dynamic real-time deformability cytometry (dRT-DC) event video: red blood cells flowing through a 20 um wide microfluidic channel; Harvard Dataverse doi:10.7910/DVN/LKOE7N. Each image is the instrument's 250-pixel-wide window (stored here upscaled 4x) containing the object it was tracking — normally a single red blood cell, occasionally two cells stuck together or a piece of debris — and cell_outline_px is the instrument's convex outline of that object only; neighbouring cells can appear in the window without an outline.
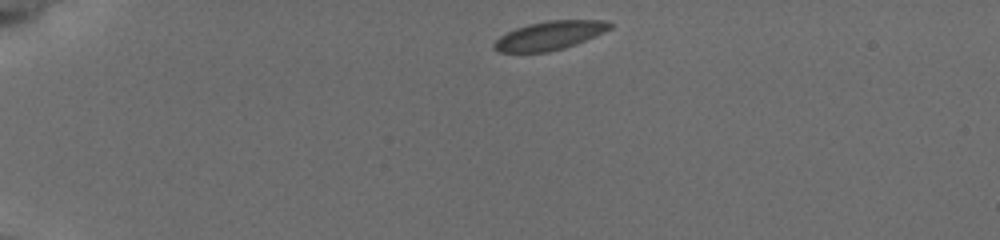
{"species": "common noctule bat (a hibernating species)", "species_latin": "Nyctalus noctula", "temperature_condition": "cold", "stored_images_in_passage": 43, "camera_frame_rate_fps": 3000, "um_per_image_px": 0.085, "animal": {"sex": "female", "body_mass_g": 19.5, "forearm_length_mm": 54.1}, "frame": {"image": 1, "passage_image": 1, "time_ms": 0.0, "image_size_px": [1000, 240], "cell_outline_px": [[612, 28], [604, 32], [564, 48], [548, 52], [500, 52], [492, 48], [492, 44], [500, 36], [516, 28], [528, 24], [548, 20], [604, 20], [612, 24]], "centroid_in_image_um": [46.69, 3.02], "position_along_channel_um": 38.3, "area_um2": 19.19}}
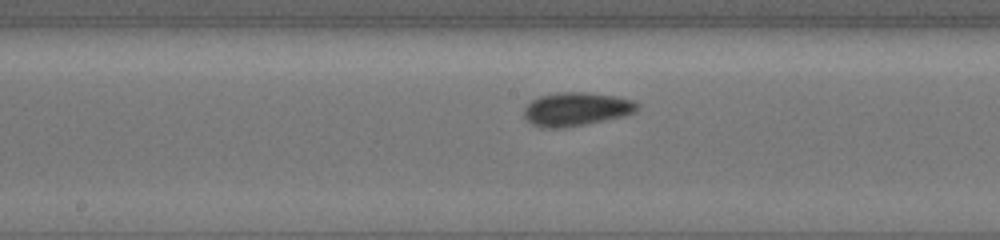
{"frame": {"image": 2, "passage_image": 19, "time_ms": 6.0, "image_size_px": [1000, 240], "cell_outline_px": [[640, 108], [636, 112], [624, 116], [584, 124], [560, 128], [540, 128], [532, 124], [524, 116], [524, 108], [532, 100], [540, 96], [556, 92], [588, 92], [616, 96], [632, 100], [640, 104]], "centroid_in_image_um": [49.0, 9.27], "position_along_channel_um": 199.2, "area_um2": 22.25}}
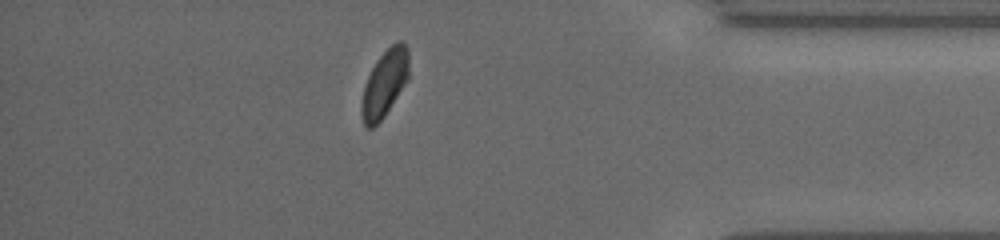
{"frame": {"image": 3, "passage_image": 37, "time_ms": 12.0, "image_size_px": [1000, 240], "cell_outline_px": [[408, 80], [384, 116], [372, 128], [368, 128], [364, 124], [360, 112], [360, 104], [364, 88], [368, 76], [376, 60], [396, 40], [400, 40], [408, 48]], "centroid_in_image_um": [32.68, 7.09], "position_along_channel_um": 402.5, "area_um2": 18.32}, "authors_computed_cell_mechanics": {"area_um2": 20.0566, "velocity_mm_per_s": 3.7758, "shape_relaxation_time_tau1_ms": 3.3015, "shape_relaxation_time_tau2_ms": 1.1947, "deformation_change_tau1": 0.0803, "deformation_change_tau2": 0.0531}}